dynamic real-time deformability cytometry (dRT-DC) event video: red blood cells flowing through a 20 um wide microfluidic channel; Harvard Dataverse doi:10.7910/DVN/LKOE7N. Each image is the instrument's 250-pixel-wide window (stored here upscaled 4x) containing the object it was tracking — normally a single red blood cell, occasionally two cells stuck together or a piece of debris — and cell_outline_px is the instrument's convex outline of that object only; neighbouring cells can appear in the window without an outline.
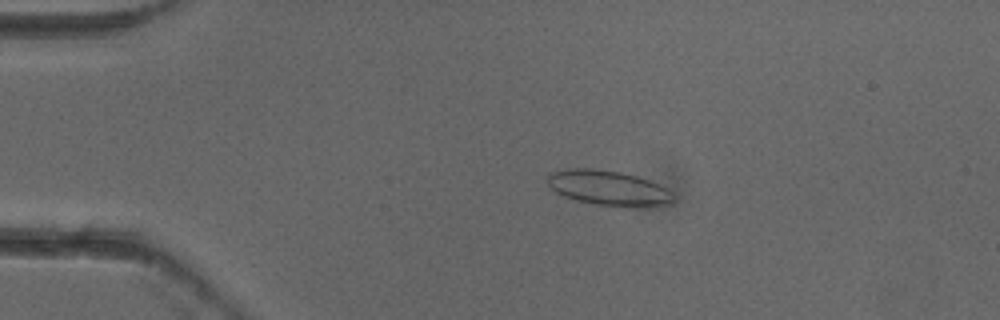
{"species": "common noctule bat (a hibernating species)", "species_latin": "Nyctalus noctula", "temperature_condition": "cold", "stored_images_in_passage": 5, "camera_frame_rate_fps": 3000, "um_per_image_px": 0.085, "animal": {"sex": "female"}, "frame": {"image": 1, "passage_image": 2, "time_ms": 0.333, "image_size_px": [1000, 320], "cell_outline_px": [[676, 200], [672, 204], [596, 204], [576, 200], [564, 196], [556, 192], [548, 184], [548, 176], [552, 172], [564, 168], [592, 168], [620, 172], [636, 176], [660, 184], [668, 188], [672, 192]], "centroid_in_image_um": [51.69, 15.93], "position_along_channel_um": 33.3, "area_um2": 24.91}}
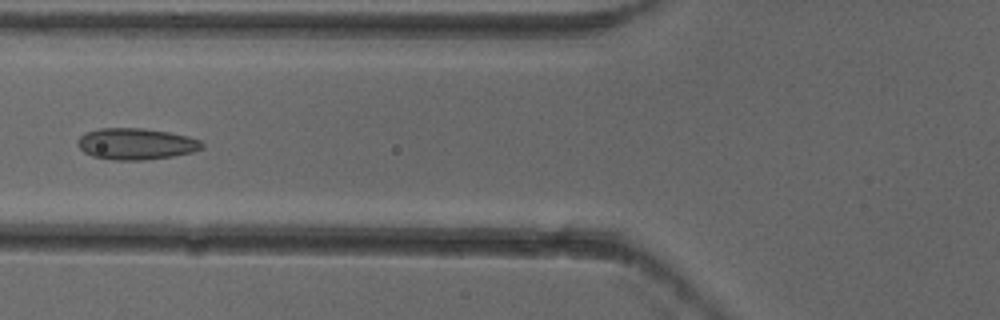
{"frame": {"image": 2, "passage_image": 5, "time_ms": 1.333, "image_size_px": [1000, 320], "cell_outline_px": [[204, 148], [192, 152], [172, 156], [144, 160], [112, 160], [92, 156], [84, 152], [76, 144], [76, 140], [84, 132], [100, 128], [144, 128], [168, 132], [188, 136], [200, 140], [204, 144]], "centroid_in_image_um": [11.54, 12.23], "position_along_channel_um": 114.3, "area_um2": 22.95}}